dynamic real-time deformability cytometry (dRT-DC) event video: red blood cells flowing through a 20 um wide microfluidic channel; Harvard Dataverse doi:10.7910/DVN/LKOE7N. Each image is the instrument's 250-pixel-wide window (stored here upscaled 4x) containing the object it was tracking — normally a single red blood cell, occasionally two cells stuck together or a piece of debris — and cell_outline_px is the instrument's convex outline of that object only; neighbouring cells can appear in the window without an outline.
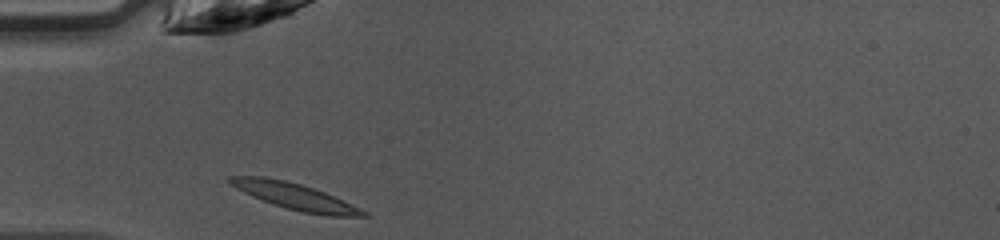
{"species": "common noctule bat (a hibernating species)", "species_latin": "Nyctalus noctula", "temperature_condition": "warm", "stored_images_in_passage": 27, "camera_frame_rate_fps": 3000, "um_per_image_px": 0.085, "animal": {"sex": "female", "body_mass_g": 10.0, "forearm_length_mm": 53.1}, "frame": {"image": 1, "passage_image": 1, "time_ms": 0.0, "image_size_px": [1000, 240], "cell_outline_px": [[368, 216], [328, 216], [304, 212], [288, 208], [252, 196], [228, 184], [228, 176], [264, 176], [284, 180], [300, 184], [324, 192], [344, 200], [368, 212]], "centroid_in_image_um": [25.08, 16.68], "position_along_channel_um": 59.9, "area_um2": 20.11}}
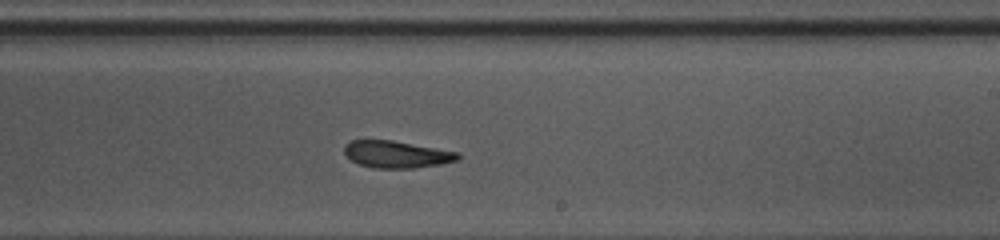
{"frame": {"image": 2, "passage_image": 15, "time_ms": 4.667, "image_size_px": [1000, 240], "cell_outline_px": [[460, 160], [440, 164], [412, 168], [372, 168], [360, 164], [352, 160], [344, 152], [344, 144], [352, 140], [392, 140], [460, 152]], "centroid_in_image_um": [33.74, 13.11], "position_along_channel_um": 255.3, "area_um2": 17.92}}
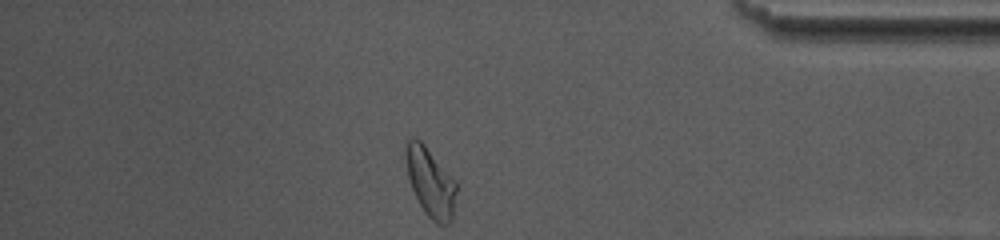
{"frame": {"image": 3, "passage_image": 27, "time_ms": 8.667, "image_size_px": [1000, 240], "cell_outline_px": [[456, 192], [452, 216], [448, 224], [436, 224], [424, 212], [408, 180], [404, 156], [404, 140], [412, 136], [420, 140], [424, 144], [456, 180]], "centroid_in_image_um": [36.54, 15.42], "position_along_channel_um": 398.7, "area_um2": 20.58}, "authors_computed_cell_mechanics": {"area_um2": 18.5538, "velocity_mm_per_s": 4.253, "shape_relaxation_time_tau1_ms": 9.5648, "shape_relaxation_time_tau2_ms": 4.3077, "deformation_change_tau1": 0.2556, "deformation_change_tau2": 0.1369}}